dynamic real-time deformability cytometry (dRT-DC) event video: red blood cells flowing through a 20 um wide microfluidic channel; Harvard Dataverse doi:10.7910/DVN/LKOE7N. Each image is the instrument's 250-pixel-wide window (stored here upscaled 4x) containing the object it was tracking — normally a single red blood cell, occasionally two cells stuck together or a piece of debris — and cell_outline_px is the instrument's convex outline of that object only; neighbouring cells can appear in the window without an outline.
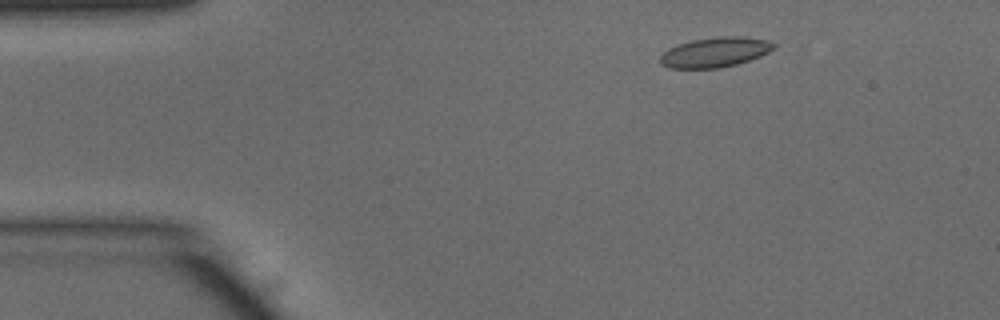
{"species": "common noctule bat (a hibernating species)", "species_latin": "Nyctalus noctula", "temperature_condition": "warm", "stored_images_in_passage": 48, "camera_frame_rate_fps": 3000, "um_per_image_px": 0.085, "animal": {"sex": "male", "body_mass_g": 15.6}, "frame": {"image": 1, "passage_image": 6, "time_ms": 1.667, "image_size_px": [1000, 320], "cell_outline_px": [[776, 48], [760, 56], [736, 64], [720, 68], [668, 68], [660, 64], [660, 56], [668, 48], [692, 40], [720, 36], [744, 36], [768, 40], [776, 44]], "centroid_in_image_um": [60.79, 4.43], "position_along_channel_um": 24.2, "area_um2": 19.83}}
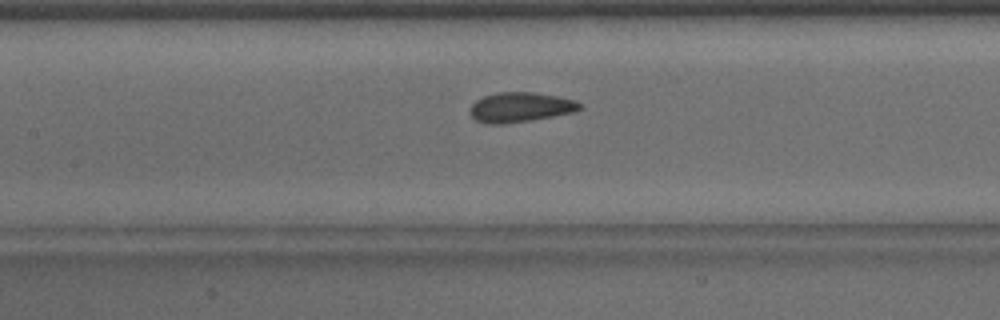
{"frame": {"image": 2, "passage_image": 21, "time_ms": 6.667, "image_size_px": [1000, 320], "cell_outline_px": [[580, 108], [572, 112], [552, 116], [528, 120], [500, 124], [488, 124], [476, 120], [468, 112], [468, 108], [476, 100], [484, 96], [500, 92], [532, 92], [556, 96], [576, 100], [580, 104]], "centroid_in_image_um": [44.16, 9.11], "position_along_channel_um": 163.2, "area_um2": 18.79}}
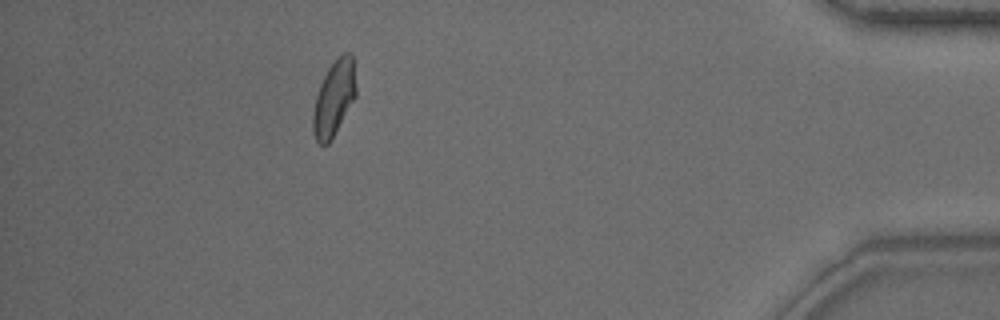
{"frame": {"image": 3, "passage_image": 43, "time_ms": 14.0, "image_size_px": [1000, 320], "cell_outline_px": [[356, 96], [328, 144], [320, 144], [316, 140], [312, 132], [312, 116], [316, 96], [320, 84], [328, 68], [336, 56], [344, 52], [348, 52], [352, 56], [356, 88]], "centroid_in_image_um": [28.37, 8.32], "position_along_channel_um": 406.8, "area_um2": 18.73}, "authors_computed_cell_mechanics": {"area_um2": 19.074, "velocity_mm_per_s": 4.0542, "shape_relaxation_time_tau1_ms": 4.1325, "shape_relaxation_time_tau2_ms": 0.8776, "deformation_change_tau1": 0.1115, "deformation_change_tau2": 0.0636}}